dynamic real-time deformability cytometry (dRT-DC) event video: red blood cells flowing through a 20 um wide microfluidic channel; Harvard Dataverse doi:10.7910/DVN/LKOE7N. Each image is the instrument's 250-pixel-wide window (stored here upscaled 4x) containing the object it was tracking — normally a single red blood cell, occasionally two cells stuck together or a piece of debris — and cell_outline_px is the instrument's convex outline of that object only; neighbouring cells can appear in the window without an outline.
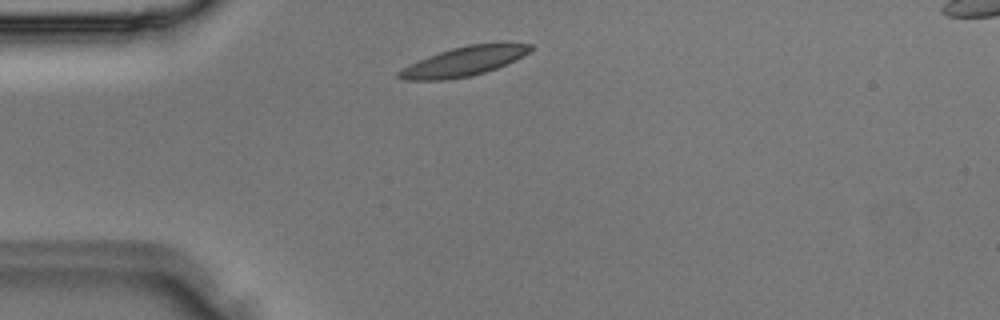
{"species": "Egyptian fruit bat (a non-hibernating species)", "species_latin": "Rousettus aegyptiacus", "temperature_condition": "room temperature", "stored_images_in_passage": 2, "camera_frame_rate_fps": 3000, "um_per_image_px": 0.085, "animal": {"sex": "male"}, "frame": {"image": 1, "passage_image": 2, "time_ms": 0.333, "image_size_px": [1000, 320], "cell_outline_px": [[536, 48], [496, 68], [472, 76], [444, 80], [404, 80], [396, 76], [396, 72], [428, 56], [452, 48], [468, 44], [532, 44]], "centroid_in_image_um": [39.38, 5.23], "position_along_channel_um": 45.6, "area_um2": 21.85}}